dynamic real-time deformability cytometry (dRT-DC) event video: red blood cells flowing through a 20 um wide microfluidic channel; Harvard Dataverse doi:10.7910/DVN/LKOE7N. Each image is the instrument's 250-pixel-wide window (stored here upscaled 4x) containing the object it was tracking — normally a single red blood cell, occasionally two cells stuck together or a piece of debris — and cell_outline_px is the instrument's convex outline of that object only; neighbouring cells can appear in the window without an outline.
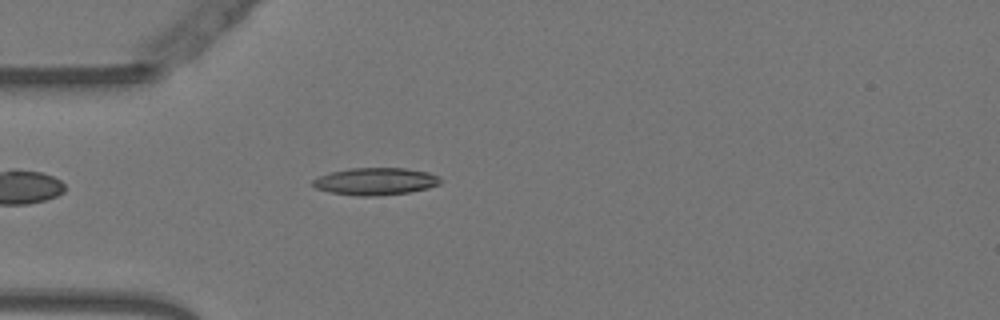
{"species": "Egyptian fruit bat (a non-hibernating species)", "species_latin": "Rousettus aegyptiacus", "temperature_condition": "warm", "stored_images_in_passage": 42, "camera_frame_rate_fps": 3000, "um_per_image_px": 0.085, "animal": {"sex": "female"}, "frame": {"image": 1, "passage_image": 6, "time_ms": 1.667, "image_size_px": [1000, 320], "cell_outline_px": [[444, 180], [440, 184], [428, 188], [408, 192], [376, 196], [356, 196], [332, 192], [316, 188], [312, 184], [312, 180], [320, 176], [332, 172], [348, 168], [404, 168], [428, 172], [440, 176]], "centroid_in_image_um": [31.96, 15.41], "position_along_channel_um": 53.0, "area_um2": 20.29}}
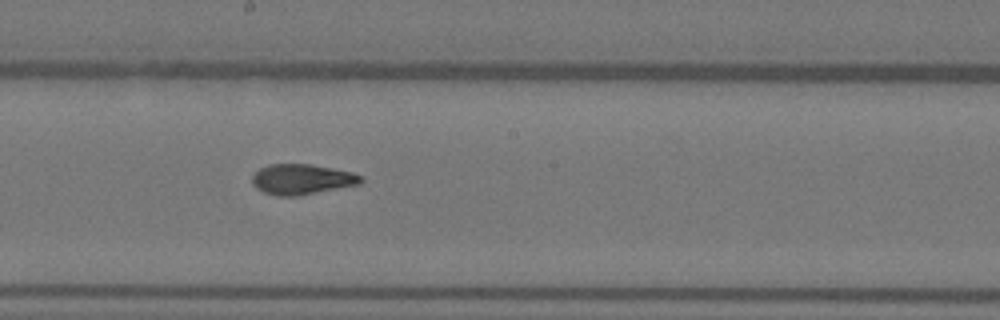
{"frame": {"image": 2, "passage_image": 20, "time_ms": 6.333, "image_size_px": [1000, 320], "cell_outline_px": [[364, 180], [360, 184], [296, 196], [276, 196], [264, 192], [256, 188], [252, 184], [252, 176], [260, 168], [268, 164], [308, 164], [332, 168], [352, 172], [364, 176]], "centroid_in_image_um": [25.66, 15.24], "position_along_channel_um": 222.5, "area_um2": 19.25}}
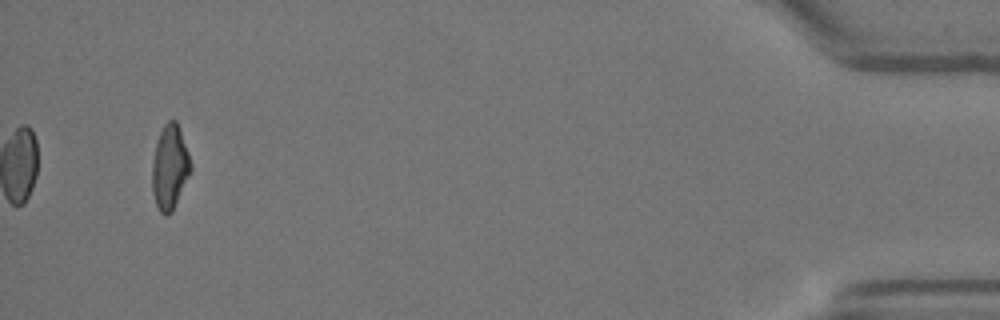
{"frame": {"image": 3, "passage_image": 42, "time_ms": 13.667, "image_size_px": [1000, 320], "cell_outline_px": [[192, 172], [172, 212], [168, 216], [164, 216], [160, 212], [156, 204], [152, 192], [152, 164], [156, 144], [160, 132], [164, 124], [168, 120], [176, 120], [180, 128], [192, 164]], "centroid_in_image_um": [14.45, 14.24], "position_along_channel_um": 420.7, "area_um2": 19.25}, "authors_computed_cell_mechanics": {"area_um2": 19.2474, "velocity_mm_per_s": 3.7808, "shape_relaxation_time_tau1_ms": 6.6352, "shape_relaxation_time_tau2_ms": 1.4939, "deformation_change_tau1": 0.2357, "deformation_change_tau2": 0.0734}}